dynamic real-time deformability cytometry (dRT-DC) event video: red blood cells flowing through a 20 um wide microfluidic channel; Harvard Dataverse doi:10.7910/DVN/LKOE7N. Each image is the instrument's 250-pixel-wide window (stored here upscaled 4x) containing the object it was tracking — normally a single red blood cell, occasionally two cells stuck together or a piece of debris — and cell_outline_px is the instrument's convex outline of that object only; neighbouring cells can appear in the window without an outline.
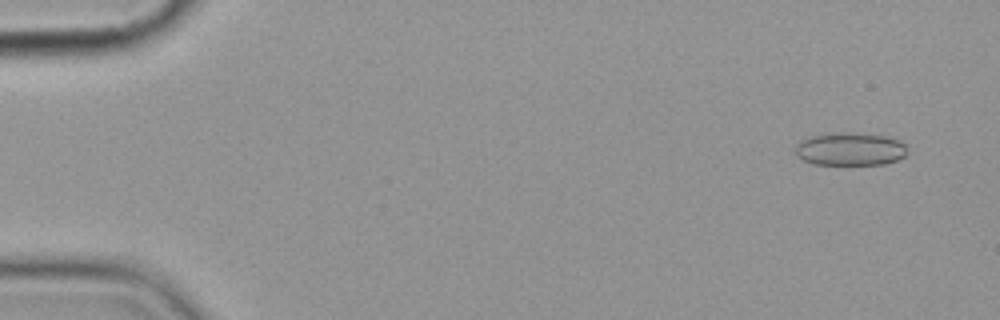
{"species": "common noctule bat (a hibernating species)", "species_latin": "Nyctalus noctula", "temperature_condition": "cold", "stored_images_in_passage": 4, "camera_frame_rate_fps": 3000, "um_per_image_px": 0.085, "animal": {"sex": "female", "body_mass_g": 19.9}, "frame": {"image": 1, "passage_image": 1, "time_ms": 0.0, "image_size_px": [1000, 320], "cell_outline_px": [[904, 156], [896, 160], [884, 164], [812, 164], [804, 160], [796, 152], [796, 144], [800, 140], [812, 136], [884, 136], [896, 140], [904, 144]], "centroid_in_image_um": [72.23, 12.74], "position_along_channel_um": 12.8, "area_um2": 19.88}}